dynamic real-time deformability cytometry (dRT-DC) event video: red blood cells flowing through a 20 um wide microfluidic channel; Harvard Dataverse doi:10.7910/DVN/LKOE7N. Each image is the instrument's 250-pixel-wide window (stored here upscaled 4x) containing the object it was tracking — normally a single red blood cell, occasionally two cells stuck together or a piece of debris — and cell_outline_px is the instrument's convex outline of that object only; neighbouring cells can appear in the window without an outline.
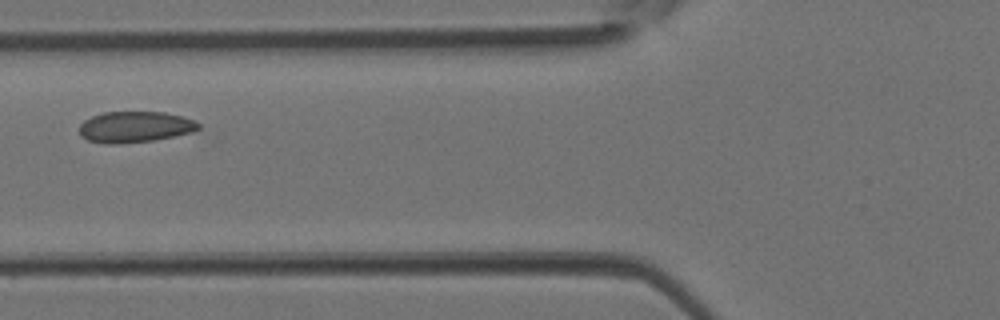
{"species": "Egyptian fruit bat (a non-hibernating species)", "species_latin": "Rousettus aegyptiacus", "temperature_condition": "room temperature", "stored_images_in_passage": 3, "camera_frame_rate_fps": 3000, "um_per_image_px": 0.085, "animal": {"sex": "female"}, "frame": {"image": 1, "passage_image": 3, "time_ms": 0.667, "image_size_px": [1000, 320], "cell_outline_px": [[200, 128], [192, 132], [152, 140], [120, 144], [104, 144], [88, 140], [80, 136], [80, 124], [84, 120], [92, 116], [104, 112], [164, 112], [180, 116], [192, 120], [200, 124]], "centroid_in_image_um": [11.43, 10.79], "position_along_channel_um": 114.4, "area_um2": 21.44}}